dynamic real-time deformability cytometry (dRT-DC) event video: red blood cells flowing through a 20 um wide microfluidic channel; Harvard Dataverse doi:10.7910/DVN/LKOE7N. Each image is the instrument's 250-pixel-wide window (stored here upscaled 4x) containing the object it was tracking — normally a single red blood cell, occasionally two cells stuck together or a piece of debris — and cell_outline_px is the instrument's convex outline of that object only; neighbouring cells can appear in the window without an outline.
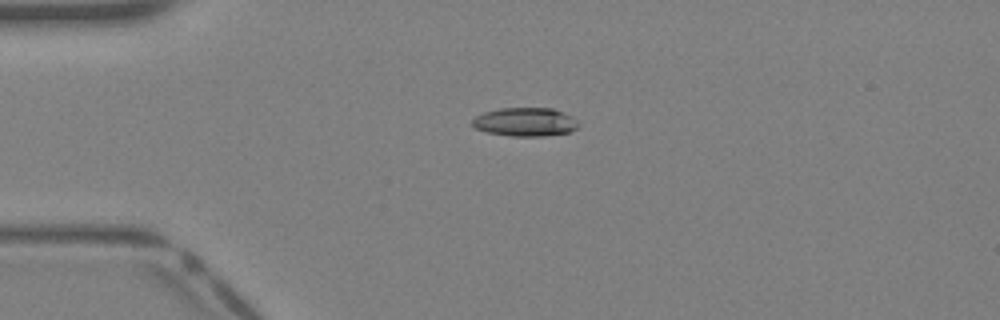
{"species": "Egyptian fruit bat (a non-hibernating species)", "species_latin": "Rousettus aegyptiacus", "temperature_condition": "warm", "stored_images_in_passage": 31, "camera_frame_rate_fps": 3000, "um_per_image_px": 0.085, "animal": {"sex": "female"}, "frame": {"image": 1, "passage_image": 1, "time_ms": 0.0, "image_size_px": [1000, 320], "cell_outline_px": [[580, 124], [576, 128], [568, 132], [544, 136], [512, 136], [488, 132], [476, 128], [472, 124], [472, 120], [476, 116], [484, 112], [500, 108], [552, 108], [572, 116]], "centroid_in_image_um": [44.65, 10.36], "position_along_channel_um": 40.3, "area_um2": 17.57}}
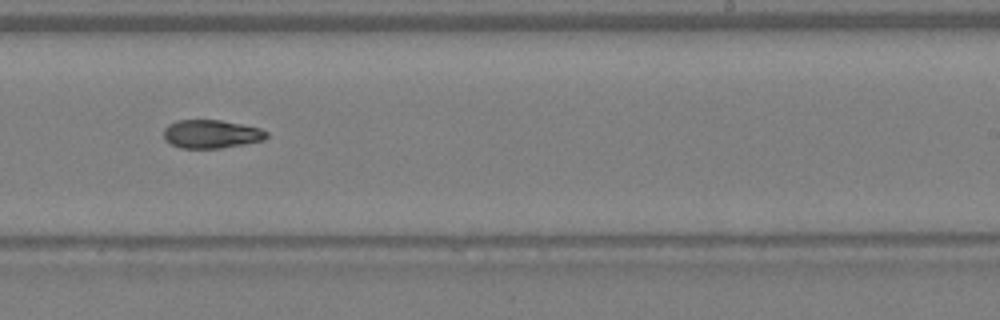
{"frame": {"image": 2, "passage_image": 16, "time_ms": 5.0, "image_size_px": [1000, 320], "cell_outline_px": [[268, 136], [264, 140], [220, 148], [180, 148], [168, 144], [164, 140], [164, 128], [168, 124], [176, 120], [220, 120], [244, 124], [260, 128], [268, 132]], "centroid_in_image_um": [17.93, 11.39], "position_along_channel_um": 271.1, "area_um2": 17.22}}
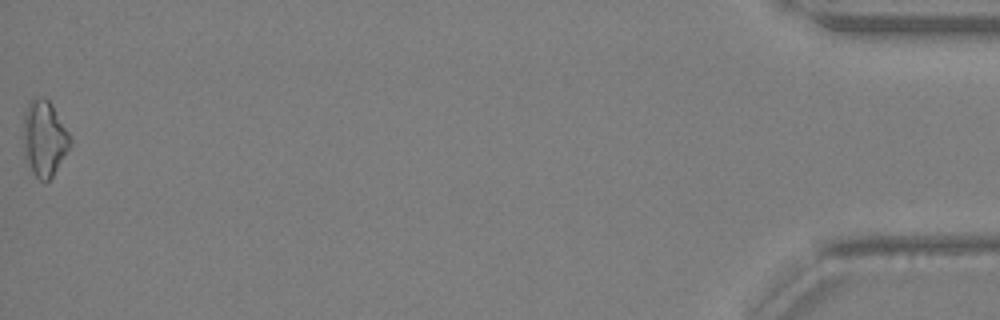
{"frame": {"image": 3, "passage_image": 31, "time_ms": 10.0, "image_size_px": [1000, 320], "cell_outline_px": [[72, 144], [52, 176], [44, 184], [32, 172], [24, 156], [24, 112], [28, 104], [32, 100], [40, 96], [44, 96], [52, 104], [68, 132], [72, 140]], "centroid_in_image_um": [3.77, 11.77], "position_along_channel_um": 431.4, "area_um2": 20.58}}